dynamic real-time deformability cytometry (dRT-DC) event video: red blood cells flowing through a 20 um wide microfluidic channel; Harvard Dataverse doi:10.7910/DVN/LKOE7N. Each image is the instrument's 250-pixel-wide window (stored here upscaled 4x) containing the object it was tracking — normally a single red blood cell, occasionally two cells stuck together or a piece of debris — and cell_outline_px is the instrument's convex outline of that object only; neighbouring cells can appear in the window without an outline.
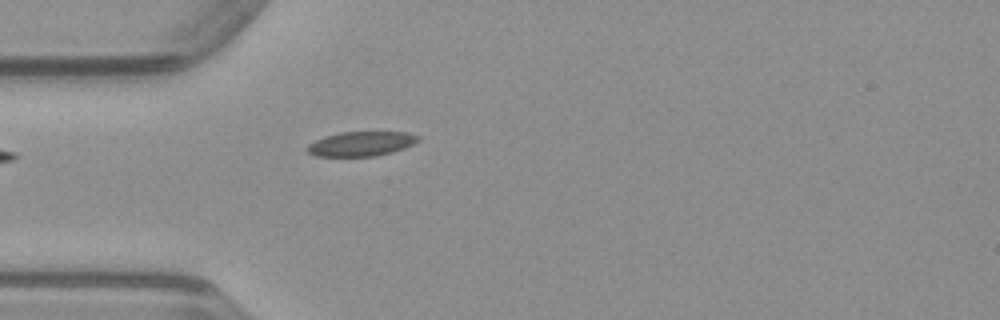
{"species": "common noctule bat (a hibernating species)", "species_latin": "Nyctalus noctula", "temperature_condition": "warm", "stored_images_in_passage": 36, "camera_frame_rate_fps": 3000, "um_per_image_px": 0.085, "animal": {"sex": "male", "body_mass_g": 23.1, "forearm_length_mm": 52.7}, "frame": {"image": 1, "passage_image": 1, "time_ms": 0.0, "image_size_px": [1000, 320], "cell_outline_px": [[420, 140], [404, 148], [392, 152], [376, 156], [316, 156], [308, 152], [304, 148], [308, 144], [324, 136], [340, 132], [408, 132], [420, 136]], "centroid_in_image_um": [30.69, 12.22], "position_along_channel_um": 54.3, "area_um2": 15.95}}
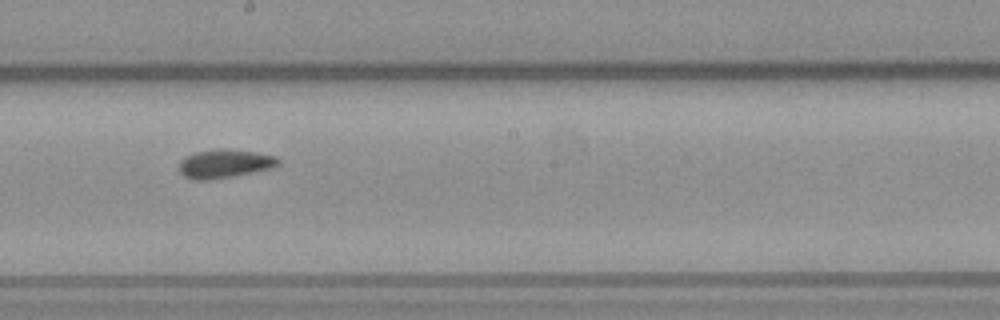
{"frame": {"image": 2, "passage_image": 14, "time_ms": 4.333, "image_size_px": [1000, 320], "cell_outline_px": [[280, 164], [272, 168], [232, 176], [208, 180], [192, 180], [184, 176], [180, 172], [180, 160], [184, 156], [196, 152], [256, 152], [276, 156], [280, 160]], "centroid_in_image_um": [19.09, 13.97], "position_along_channel_um": 229.1, "area_um2": 15.66}}
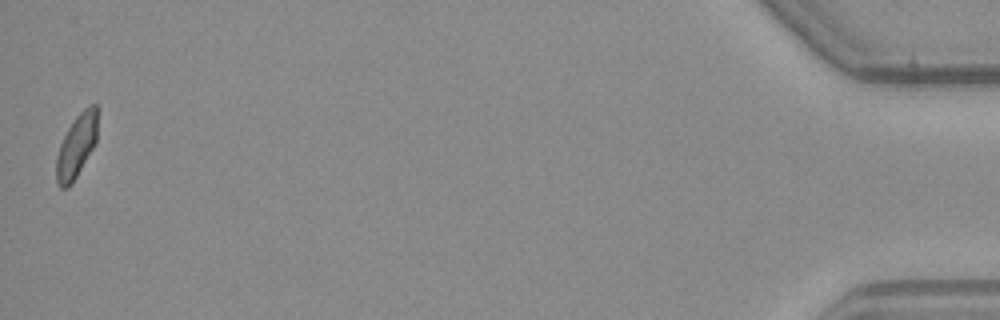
{"frame": {"image": 3, "passage_image": 36, "time_ms": 11.667, "image_size_px": [1000, 320], "cell_outline_px": [[96, 144], [72, 184], [68, 188], [60, 188], [56, 180], [56, 156], [60, 144], [68, 128], [76, 116], [88, 104], [96, 104]], "centroid_in_image_um": [6.49, 12.44], "position_along_channel_um": 428.7, "area_um2": 15.2}}